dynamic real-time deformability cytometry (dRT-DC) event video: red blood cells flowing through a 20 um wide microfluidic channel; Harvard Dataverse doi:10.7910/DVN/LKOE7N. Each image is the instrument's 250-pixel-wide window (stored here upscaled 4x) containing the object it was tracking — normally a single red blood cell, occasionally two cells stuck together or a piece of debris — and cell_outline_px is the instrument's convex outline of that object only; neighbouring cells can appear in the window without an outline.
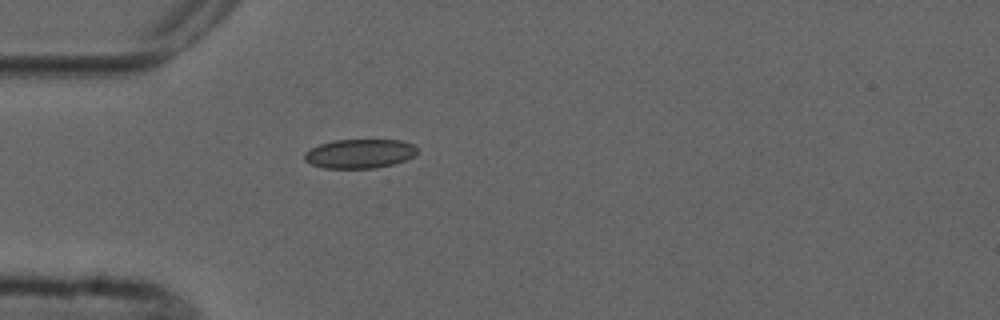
{"species": "common noctule bat (a hibernating species)", "species_latin": "Nyctalus noctula", "temperature_condition": "cold", "stored_images_in_passage": 2, "camera_frame_rate_fps": 3000, "um_per_image_px": 0.085, "animal": {"sex": "male", "forearm_length_mm": 52.5}, "frame": {"image": 1, "passage_image": 2, "time_ms": 4.667, "image_size_px": [1000, 320], "cell_outline_px": [[416, 156], [392, 164], [376, 168], [324, 168], [312, 164], [304, 160], [304, 152], [320, 144], [332, 140], [400, 140], [412, 144], [416, 148]], "centroid_in_image_um": [30.56, 13.06], "position_along_channel_um": 54.4, "area_um2": 19.07}}